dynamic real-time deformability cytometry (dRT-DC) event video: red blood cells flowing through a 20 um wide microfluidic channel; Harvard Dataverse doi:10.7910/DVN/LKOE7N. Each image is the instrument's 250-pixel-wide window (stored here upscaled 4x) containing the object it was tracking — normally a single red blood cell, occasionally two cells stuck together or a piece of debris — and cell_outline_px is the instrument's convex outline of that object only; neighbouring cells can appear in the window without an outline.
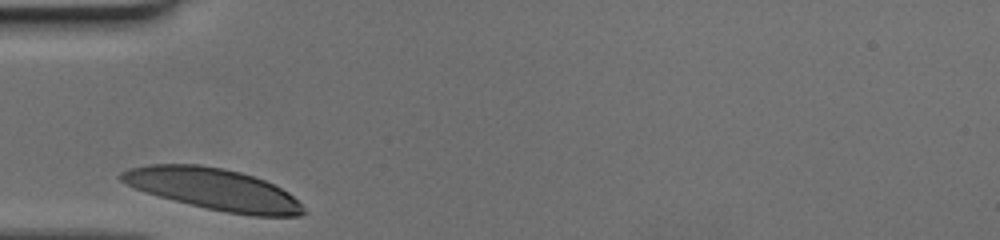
{"species": "human", "species_latin": "Homo sapiens", "temperature_condition": "cold", "stored_images_in_passage": 25, "camera_frame_rate_fps": 3000, "um_per_image_px": 0.085, "donor": {"sex": "female"}, "frame": {"image": 1, "passage_image": 1, "time_ms": 0.0, "image_size_px": [1000, 240], "cell_outline_px": [[308, 212], [300, 216], [252, 216], [228, 212], [208, 208], [160, 196], [136, 188], [120, 180], [120, 172], [128, 168], [148, 164], [200, 164], [224, 168], [240, 172], [264, 180], [288, 192]], "centroid_in_image_um": [18.17, 16.07], "position_along_channel_um": 66.8, "area_um2": 43.52}}
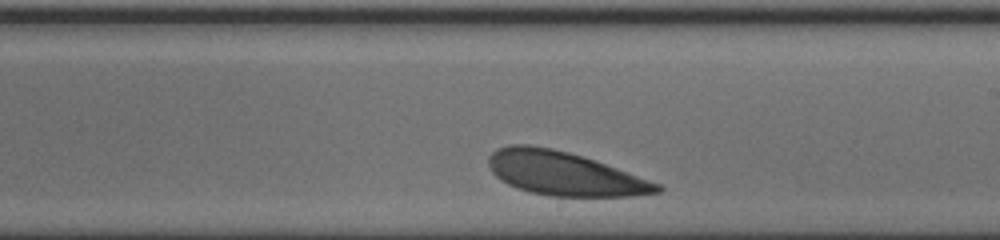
{"frame": {"image": 2, "passage_image": 15, "time_ms": 4.667, "image_size_px": [1000, 240], "cell_outline_px": [[664, 188], [660, 192], [636, 196], [552, 196], [532, 192], [516, 188], [500, 180], [492, 172], [488, 164], [488, 156], [496, 148], [512, 144], [528, 144], [552, 148], [568, 152], [616, 168], [660, 184]], "centroid_in_image_um": [47.92, 14.75], "position_along_channel_um": 241.1, "area_um2": 42.6}}
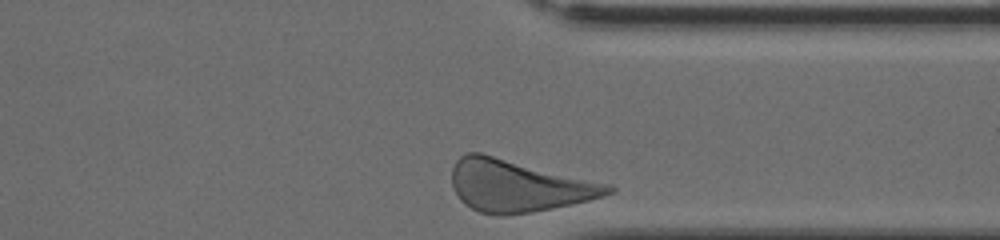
{"frame": {"image": 3, "passage_image": 25, "time_ms": 8.0, "image_size_px": [1000, 240], "cell_outline_px": [[616, 192], [604, 196], [572, 204], [532, 212], [504, 216], [496, 216], [480, 212], [464, 204], [460, 200], [452, 184], [452, 168], [456, 160], [460, 156], [468, 152], [480, 152], [612, 184], [616, 188]], "centroid_in_image_um": [44.08, 15.79], "position_along_channel_um": 367.3, "area_um2": 47.69}}